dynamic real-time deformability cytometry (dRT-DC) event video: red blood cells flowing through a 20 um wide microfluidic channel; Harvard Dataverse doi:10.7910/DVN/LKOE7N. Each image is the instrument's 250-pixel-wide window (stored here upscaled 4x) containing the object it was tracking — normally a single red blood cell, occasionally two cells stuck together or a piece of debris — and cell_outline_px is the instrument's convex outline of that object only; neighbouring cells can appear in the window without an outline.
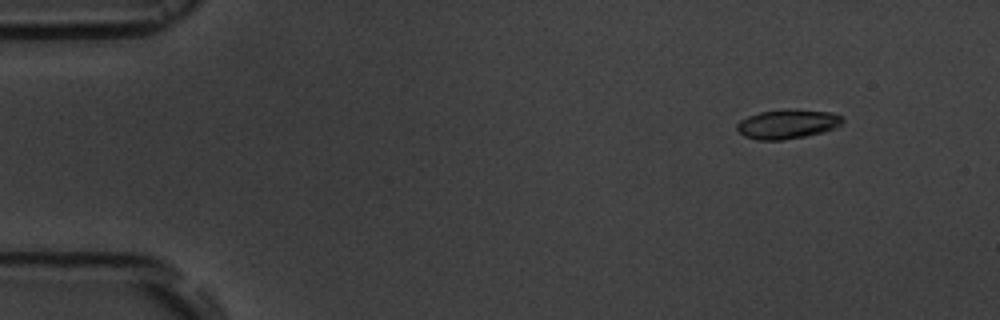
{"species": "common noctule bat (a hibernating species)", "species_latin": "Nyctalus noctula", "temperature_condition": "room temperature", "stored_images_in_passage": 5, "camera_frame_rate_fps": 3000, "um_per_image_px": 0.085, "animal": {"sex": "male", "body_mass_g": 19.5, "forearm_length_mm": 54.6}, "frame": {"image": 1, "passage_image": 2, "time_ms": 1.0, "image_size_px": [1000, 320], "cell_outline_px": [[844, 120], [836, 128], [824, 132], [784, 140], [756, 140], [744, 136], [736, 128], [736, 124], [740, 120], [748, 116], [760, 112], [788, 108], [796, 108], [832, 112], [844, 116]], "centroid_in_image_um": [66.96, 10.53], "position_along_channel_um": 18.0, "area_um2": 18.44}}
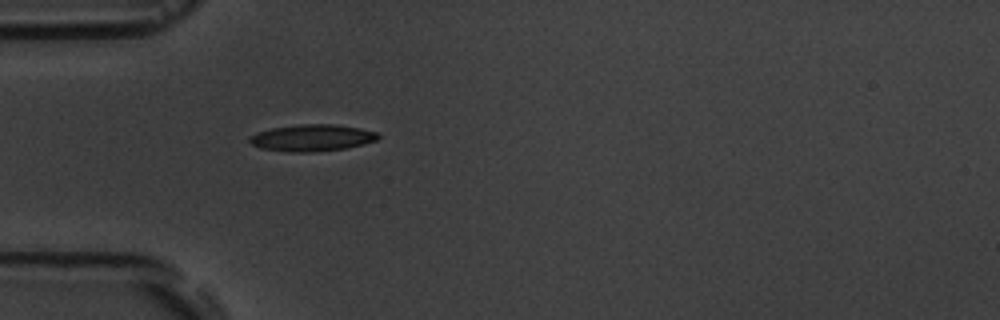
{"frame": {"image": 2, "passage_image": 5, "time_ms": 4.667, "image_size_px": [1000, 320], "cell_outline_px": [[380, 136], [376, 140], [364, 144], [344, 148], [312, 152], [292, 152], [260, 148], [252, 144], [248, 140], [248, 136], [256, 132], [272, 128], [300, 124], [332, 124], [360, 128], [376, 132]], "centroid_in_image_um": [26.49, 11.71], "position_along_channel_um": 58.5, "area_um2": 19.94}}